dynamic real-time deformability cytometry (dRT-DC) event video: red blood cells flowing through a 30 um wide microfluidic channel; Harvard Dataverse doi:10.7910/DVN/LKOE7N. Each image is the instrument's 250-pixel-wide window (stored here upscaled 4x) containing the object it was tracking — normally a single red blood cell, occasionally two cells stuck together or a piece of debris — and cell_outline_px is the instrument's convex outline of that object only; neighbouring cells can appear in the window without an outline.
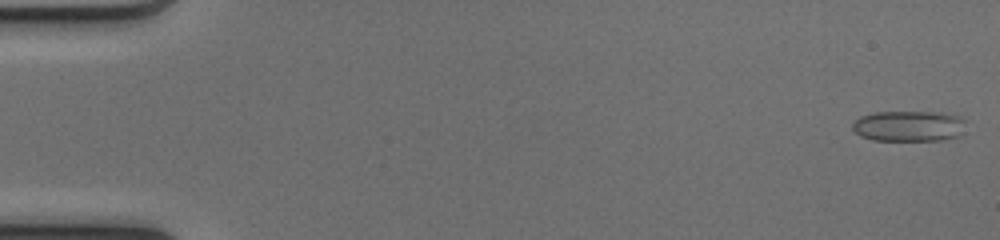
{"species": "common noctule bat (a hibernating species)", "species_latin": "Nyctalus noctula", "temperature_condition": "cold", "stored_images_in_passage": 50, "camera_frame_rate_fps": 3000, "um_per_image_px": 0.085, "animal": {"sex": "female", "body_mass_g": 17.0, "forearm_length_mm": 48.0}, "frame": {"image": 1, "passage_image": 1, "time_ms": 0.0, "image_size_px": [1000, 240], "cell_outline_px": [[964, 120], [960, 136], [940, 140], [872, 140], [860, 136], [852, 128], [852, 124], [860, 116], [876, 112], [940, 112], [960, 116]], "centroid_in_image_um": [77.23, 10.71], "position_along_channel_um": 7.8, "area_um2": 20.23}}
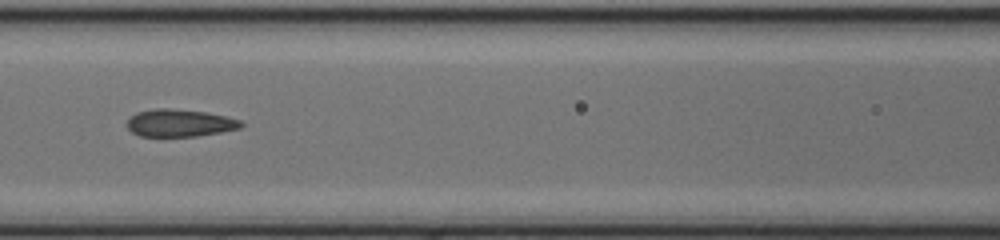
{"frame": {"image": 2, "passage_image": 23, "time_ms": 7.333, "image_size_px": [1000, 240], "cell_outline_px": [[244, 124], [240, 128], [220, 132], [196, 136], [140, 136], [132, 132], [128, 128], [128, 116], [136, 112], [156, 108], [164, 108], [204, 112], [228, 116], [240, 120]], "centroid_in_image_um": [15.26, 10.45], "position_along_channel_um": 151.3, "area_um2": 18.15}}
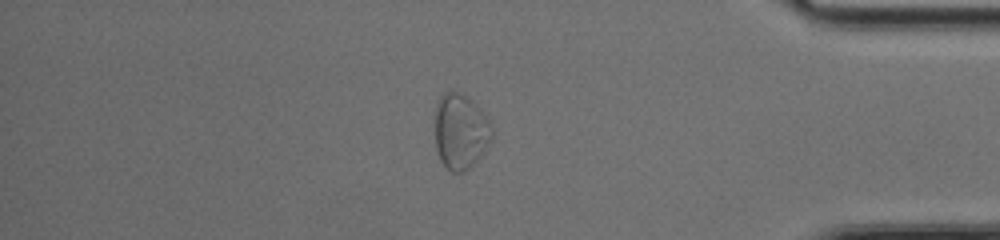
{"frame": {"image": 3, "passage_image": 43, "time_ms": 14.0, "image_size_px": [1000, 240], "cell_outline_px": [[492, 140], [484, 152], [464, 172], [452, 172], [440, 160], [436, 148], [436, 104], [440, 96], [444, 92], [456, 92], [464, 96], [476, 104], [484, 112], [492, 124]], "centroid_in_image_um": [39.16, 11.17], "position_along_channel_um": 396.0, "area_um2": 24.85}, "authors_computed_cell_mechanics": {"area_um2": 19.5942, "velocity_mm_per_s": 4.1164, "shape_relaxation_time_tau1_ms": 8.2865, "shape_relaxation_time_tau2_ms": 2.0701, "deformation_change_tau1": 0.1507, "deformation_change_tau2": 0.0694}}